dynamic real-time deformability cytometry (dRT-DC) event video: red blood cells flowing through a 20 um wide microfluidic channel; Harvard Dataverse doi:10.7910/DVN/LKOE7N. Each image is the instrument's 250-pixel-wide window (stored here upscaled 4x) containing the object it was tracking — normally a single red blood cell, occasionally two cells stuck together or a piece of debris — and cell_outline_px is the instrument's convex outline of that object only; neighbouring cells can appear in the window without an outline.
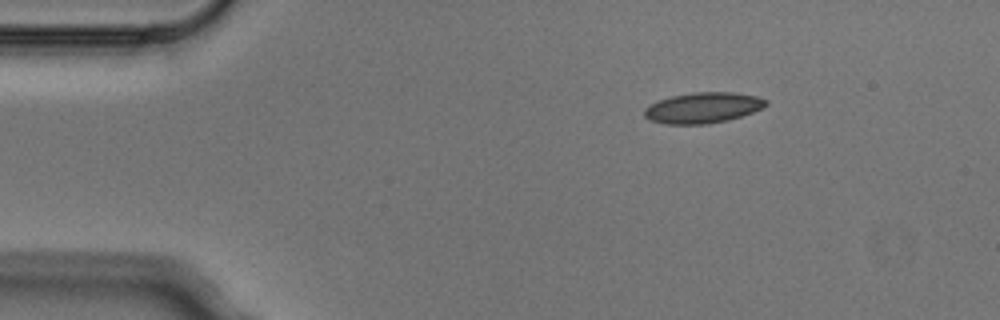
{"species": "Egyptian fruit bat (a non-hibernating species)", "species_latin": "Rousettus aegyptiacus", "temperature_condition": "cold", "stored_images_in_passage": 4, "camera_frame_rate_fps": 3000, "um_per_image_px": 0.085, "animal": {"sex": "male"}, "frame": {"image": 1, "passage_image": 1, "time_ms": 0.0, "image_size_px": [1000, 320], "cell_outline_px": [[768, 104], [752, 112], [728, 120], [708, 124], [664, 124], [648, 120], [644, 116], [644, 108], [648, 104], [672, 96], [692, 92], [732, 92], [756, 96], [768, 100]], "centroid_in_image_um": [59.71, 9.16], "position_along_channel_um": 25.3, "area_um2": 21.79}}
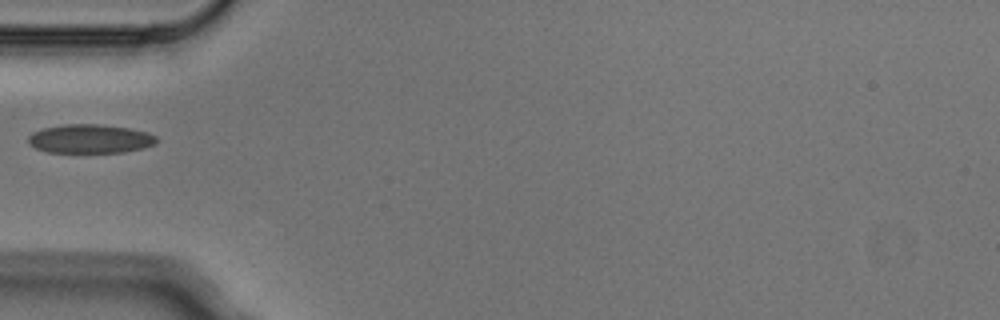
{"frame": {"image": 2, "passage_image": 3, "time_ms": 0.667, "image_size_px": [1000, 320], "cell_outline_px": [[156, 144], [144, 148], [124, 152], [48, 152], [36, 148], [28, 144], [28, 136], [32, 132], [44, 128], [64, 124], [100, 124], [128, 128], [148, 132], [156, 136]], "centroid_in_image_um": [7.66, 11.79], "position_along_channel_um": 77.3, "area_um2": 21.62}}
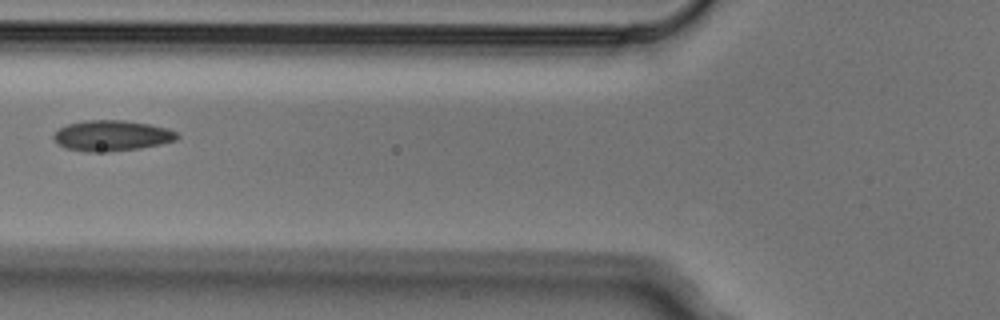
{"frame": {"image": 3, "passage_image": 4, "time_ms": 1.0, "image_size_px": [1000, 320], "cell_outline_px": [[180, 136], [176, 140], [160, 144], [140, 148], [108, 152], [88, 152], [64, 148], [56, 144], [52, 136], [60, 128], [68, 124], [84, 120], [124, 120], [148, 124], [168, 128], [176, 132]], "centroid_in_image_um": [9.48, 11.54], "position_along_channel_um": 116.3, "area_um2": 22.2}}